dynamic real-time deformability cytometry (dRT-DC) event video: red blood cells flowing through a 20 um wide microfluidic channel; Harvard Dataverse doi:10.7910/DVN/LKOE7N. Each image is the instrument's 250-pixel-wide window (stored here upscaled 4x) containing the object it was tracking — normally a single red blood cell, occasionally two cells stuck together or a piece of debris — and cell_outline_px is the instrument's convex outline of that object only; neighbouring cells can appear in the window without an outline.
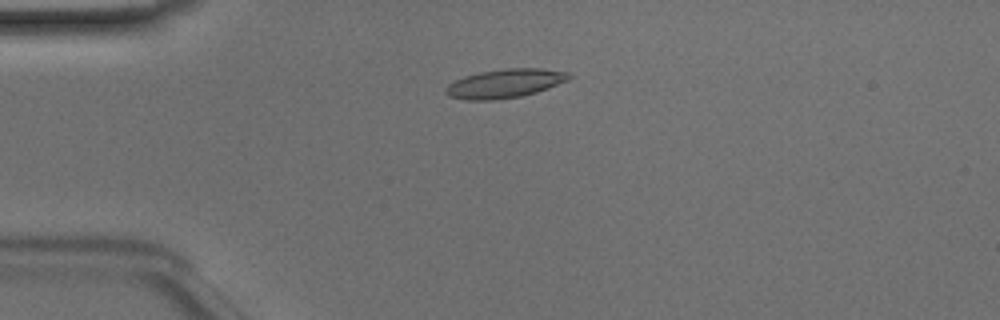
{"species": "Egyptian fruit bat (a non-hibernating species)", "species_latin": "Rousettus aegyptiacus", "temperature_condition": "room temperature", "stored_images_in_passage": 31, "camera_frame_rate_fps": 3000, "um_per_image_px": 0.085, "animal": {"sex": "male"}, "frame": {"image": 1, "passage_image": 1, "time_ms": 0.0, "image_size_px": [1000, 320], "cell_outline_px": [[572, 76], [568, 80], [548, 88], [536, 92], [520, 96], [496, 100], [468, 100], [448, 96], [444, 92], [444, 88], [448, 84], [464, 76], [480, 72], [504, 68], [540, 68], [568, 72]], "centroid_in_image_um": [42.89, 7.09], "position_along_channel_um": 42.1, "area_um2": 20.75}}
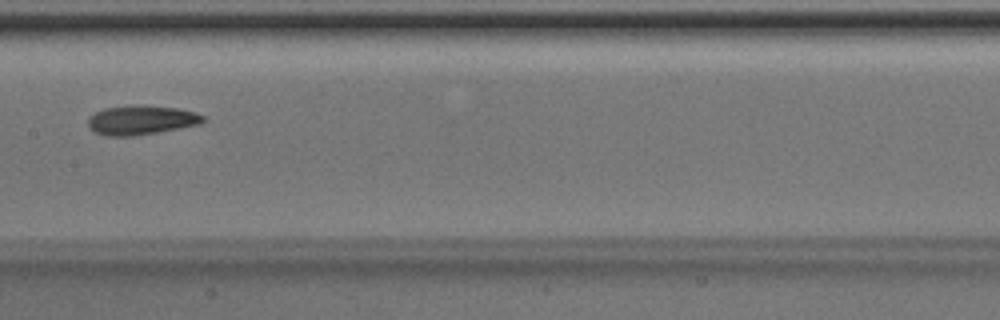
{"frame": {"image": 2, "passage_image": 14, "time_ms": 4.333, "image_size_px": [1000, 320], "cell_outline_px": [[204, 120], [200, 124], [156, 132], [132, 136], [108, 136], [96, 132], [88, 128], [88, 116], [104, 108], [128, 104], [140, 104], [176, 108], [196, 112], [204, 116]], "centroid_in_image_um": [11.96, 10.18], "position_along_channel_um": 195.4, "area_um2": 19.77}}
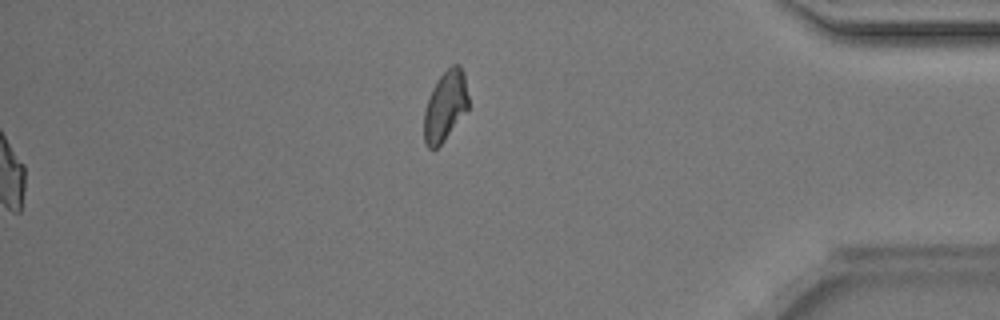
{"frame": {"image": 3, "passage_image": 31, "time_ms": 10.0, "image_size_px": [1000, 320], "cell_outline_px": [[468, 108], [444, 140], [436, 148], [428, 148], [424, 140], [424, 112], [432, 88], [436, 80], [452, 64], [460, 64], [464, 72], [468, 96]], "centroid_in_image_um": [37.85, 8.97], "position_along_channel_um": 397.4, "area_um2": 17.92}, "authors_computed_cell_mechanics": {"area_um2": 19.1318, "velocity_mm_per_s": 4.1182, "shape_relaxation_time_tau1_ms": 9.6431, "shape_relaxation_time_tau2_ms": 3.8487, "deformation_change_tau1": 0.1875, "deformation_change_tau2": 0.1105}}